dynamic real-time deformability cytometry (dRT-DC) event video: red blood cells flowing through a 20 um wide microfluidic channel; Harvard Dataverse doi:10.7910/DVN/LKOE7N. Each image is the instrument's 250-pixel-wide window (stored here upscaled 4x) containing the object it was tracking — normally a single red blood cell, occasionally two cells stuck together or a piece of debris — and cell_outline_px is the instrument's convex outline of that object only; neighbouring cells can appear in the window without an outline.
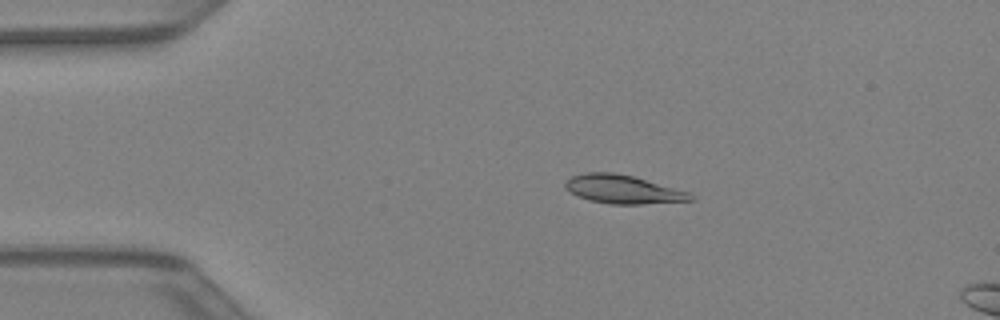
{"species": "Egyptian fruit bat (a non-hibernating species)", "species_latin": "Rousettus aegyptiacus", "temperature_condition": "warm", "stored_images_in_passage": 36, "camera_frame_rate_fps": 3000, "um_per_image_px": 0.085, "animal": {"sex": "female"}, "frame": {"image": 1, "passage_image": 2, "time_ms": 0.333, "image_size_px": [1000, 320], "cell_outline_px": [[696, 200], [640, 204], [612, 204], [588, 200], [568, 192], [564, 188], [564, 184], [572, 176], [584, 172], [612, 172], [632, 176], [688, 192], [696, 196]], "centroid_in_image_um": [52.92, 16.1], "position_along_channel_um": 32.1, "area_um2": 20.75}}
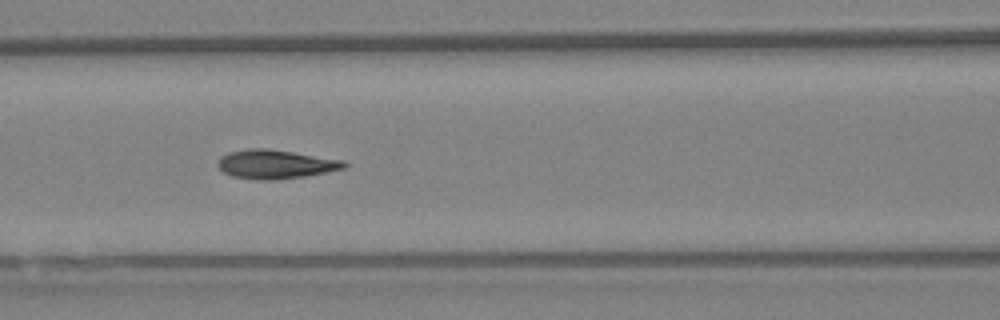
{"frame": {"image": 2, "passage_image": 12, "time_ms": 3.667, "image_size_px": [1000, 320], "cell_outline_px": [[348, 164], [344, 168], [304, 176], [276, 180], [260, 180], [232, 176], [224, 172], [216, 164], [220, 156], [228, 152], [248, 148], [264, 148], [292, 152], [344, 160]], "centroid_in_image_um": [23.37, 13.95], "position_along_channel_um": 143.2, "area_um2": 21.15}}
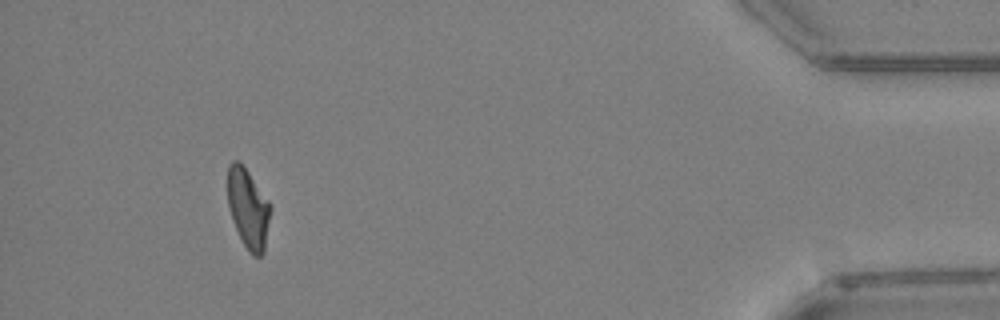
{"frame": {"image": 3, "passage_image": 33, "time_ms": 10.667, "image_size_px": [1000, 320], "cell_outline_px": [[272, 208], [264, 252], [260, 256], [252, 256], [248, 252], [232, 220], [228, 208], [228, 168], [232, 160], [236, 160], [248, 172], [272, 204]], "centroid_in_image_um": [21.12, 17.75], "position_along_channel_um": 414.1, "area_um2": 19.88}}